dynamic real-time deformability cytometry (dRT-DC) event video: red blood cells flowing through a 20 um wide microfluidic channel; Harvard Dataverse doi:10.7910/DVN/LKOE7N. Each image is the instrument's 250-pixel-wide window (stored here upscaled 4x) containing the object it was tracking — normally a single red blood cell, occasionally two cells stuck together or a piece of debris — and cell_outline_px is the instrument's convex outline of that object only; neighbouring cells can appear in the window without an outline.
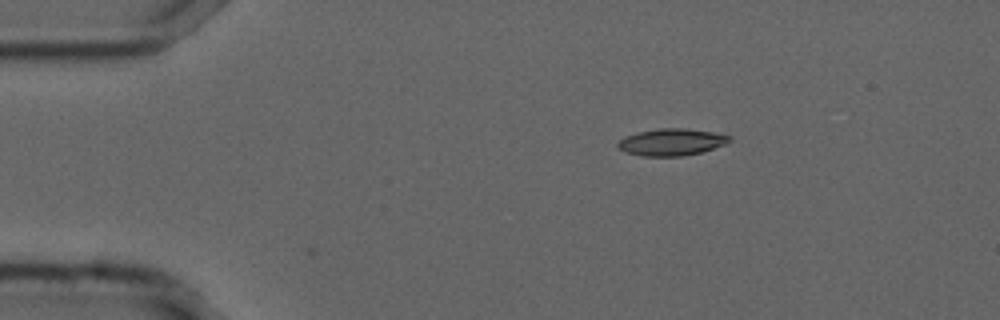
{"species": "common noctule bat (a hibernating species)", "species_latin": "Nyctalus noctula", "temperature_condition": "cold", "stored_images_in_passage": 46, "camera_frame_rate_fps": 3000, "um_per_image_px": 0.085, "animal": {"sex": "male", "forearm_length_mm": 52.5}, "frame": {"image": 1, "passage_image": 1, "time_ms": 0.0, "image_size_px": [1000, 320], "cell_outline_px": [[732, 140], [724, 144], [700, 152], [680, 156], [644, 156], [624, 152], [616, 144], [624, 136], [636, 132], [660, 128], [684, 128], [712, 132], [732, 136]], "centroid_in_image_um": [57.05, 12.07], "position_along_channel_um": 28.0, "area_um2": 17.4}}
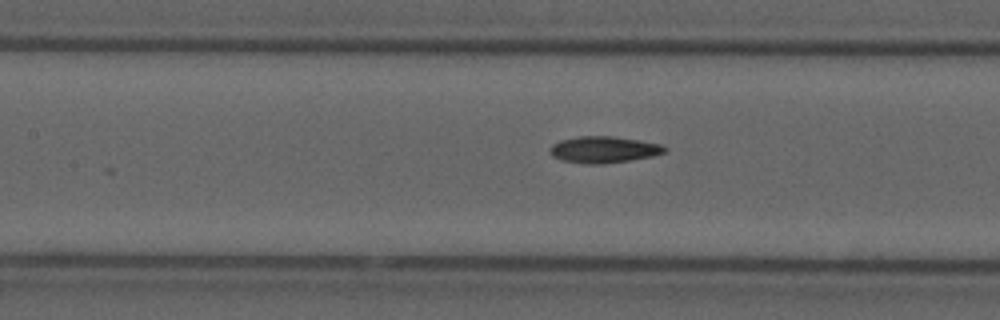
{"frame": {"image": 2, "passage_image": 16, "time_ms": 5.0, "image_size_px": [1000, 320], "cell_outline_px": [[668, 152], [652, 156], [628, 160], [600, 164], [588, 164], [564, 160], [552, 156], [548, 152], [552, 144], [560, 140], [580, 136], [612, 136], [640, 140], [660, 144], [668, 148]], "centroid_in_image_um": [51.33, 12.7], "position_along_channel_um": 156.1, "area_um2": 17.69}}
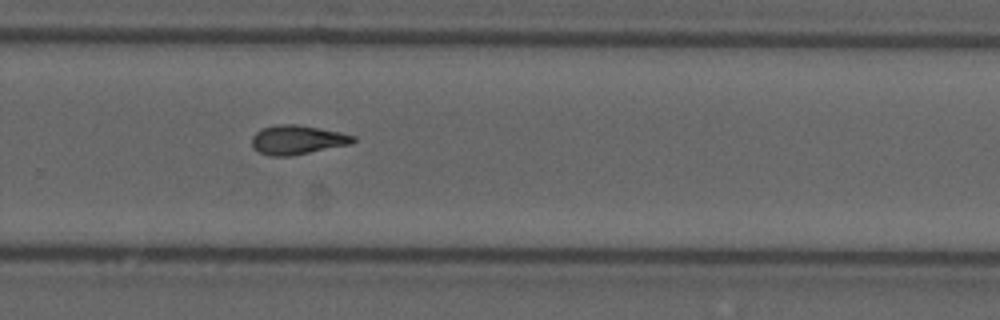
{"frame": {"image": 3, "passage_image": 28, "time_ms": 9.0, "image_size_px": [1000, 320], "cell_outline_px": [[356, 140], [352, 144], [292, 156], [268, 156], [260, 152], [252, 144], [252, 136], [260, 128], [280, 124], [296, 124], [340, 132], [356, 136]], "centroid_in_image_um": [25.29, 11.89], "position_along_channel_um": 304.5, "area_um2": 17.28}, "authors_computed_cell_mechanics": {"area_um2": 16.9354, "velocity_mm_per_s": 3.7267, "shape_relaxation_time_tau1_ms": 10.0485, "shape_relaxation_time_tau2_ms": 6.0384, "deformation_change_tau1": 0.2203, "deformation_change_tau2": 0.15}}